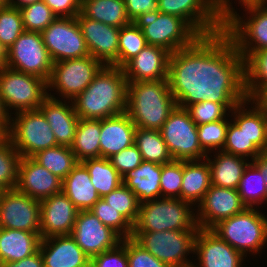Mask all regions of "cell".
<instances>
[{
  "label": "cell",
  "instance_id": "58",
  "mask_svg": "<svg viewBox=\"0 0 267 267\" xmlns=\"http://www.w3.org/2000/svg\"><path fill=\"white\" fill-rule=\"evenodd\" d=\"M37 1L39 0H8V5L20 9Z\"/></svg>",
  "mask_w": 267,
  "mask_h": 267
},
{
  "label": "cell",
  "instance_id": "11",
  "mask_svg": "<svg viewBox=\"0 0 267 267\" xmlns=\"http://www.w3.org/2000/svg\"><path fill=\"white\" fill-rule=\"evenodd\" d=\"M104 66L91 55L53 63L47 91L55 90L63 100L71 101L91 84Z\"/></svg>",
  "mask_w": 267,
  "mask_h": 267
},
{
  "label": "cell",
  "instance_id": "21",
  "mask_svg": "<svg viewBox=\"0 0 267 267\" xmlns=\"http://www.w3.org/2000/svg\"><path fill=\"white\" fill-rule=\"evenodd\" d=\"M79 210L63 193L40 201V236L71 235Z\"/></svg>",
  "mask_w": 267,
  "mask_h": 267
},
{
  "label": "cell",
  "instance_id": "39",
  "mask_svg": "<svg viewBox=\"0 0 267 267\" xmlns=\"http://www.w3.org/2000/svg\"><path fill=\"white\" fill-rule=\"evenodd\" d=\"M31 158L61 180H63L78 163L71 148L62 145L39 151Z\"/></svg>",
  "mask_w": 267,
  "mask_h": 267
},
{
  "label": "cell",
  "instance_id": "25",
  "mask_svg": "<svg viewBox=\"0 0 267 267\" xmlns=\"http://www.w3.org/2000/svg\"><path fill=\"white\" fill-rule=\"evenodd\" d=\"M39 250L44 267H90V258L71 235L41 239Z\"/></svg>",
  "mask_w": 267,
  "mask_h": 267
},
{
  "label": "cell",
  "instance_id": "6",
  "mask_svg": "<svg viewBox=\"0 0 267 267\" xmlns=\"http://www.w3.org/2000/svg\"><path fill=\"white\" fill-rule=\"evenodd\" d=\"M132 22L142 30L148 45L163 47L170 53L191 46L200 37L185 20L158 9L143 13Z\"/></svg>",
  "mask_w": 267,
  "mask_h": 267
},
{
  "label": "cell",
  "instance_id": "38",
  "mask_svg": "<svg viewBox=\"0 0 267 267\" xmlns=\"http://www.w3.org/2000/svg\"><path fill=\"white\" fill-rule=\"evenodd\" d=\"M237 191L247 208L267 203L266 183L260 170L250 162L244 170ZM266 202V203H265Z\"/></svg>",
  "mask_w": 267,
  "mask_h": 267
},
{
  "label": "cell",
  "instance_id": "26",
  "mask_svg": "<svg viewBox=\"0 0 267 267\" xmlns=\"http://www.w3.org/2000/svg\"><path fill=\"white\" fill-rule=\"evenodd\" d=\"M136 125L126 112L101 119L100 157L109 159L135 142Z\"/></svg>",
  "mask_w": 267,
  "mask_h": 267
},
{
  "label": "cell",
  "instance_id": "48",
  "mask_svg": "<svg viewBox=\"0 0 267 267\" xmlns=\"http://www.w3.org/2000/svg\"><path fill=\"white\" fill-rule=\"evenodd\" d=\"M183 178V160H172L162 165L160 178L161 197L178 198Z\"/></svg>",
  "mask_w": 267,
  "mask_h": 267
},
{
  "label": "cell",
  "instance_id": "49",
  "mask_svg": "<svg viewBox=\"0 0 267 267\" xmlns=\"http://www.w3.org/2000/svg\"><path fill=\"white\" fill-rule=\"evenodd\" d=\"M186 109L196 125L222 120L230 115L222 104L209 101L198 102Z\"/></svg>",
  "mask_w": 267,
  "mask_h": 267
},
{
  "label": "cell",
  "instance_id": "12",
  "mask_svg": "<svg viewBox=\"0 0 267 267\" xmlns=\"http://www.w3.org/2000/svg\"><path fill=\"white\" fill-rule=\"evenodd\" d=\"M53 60L41 32L24 31L6 51V67L49 80Z\"/></svg>",
  "mask_w": 267,
  "mask_h": 267
},
{
  "label": "cell",
  "instance_id": "13",
  "mask_svg": "<svg viewBox=\"0 0 267 267\" xmlns=\"http://www.w3.org/2000/svg\"><path fill=\"white\" fill-rule=\"evenodd\" d=\"M244 9L247 16L235 13L224 24V31L245 60L252 52L267 48V7L258 5Z\"/></svg>",
  "mask_w": 267,
  "mask_h": 267
},
{
  "label": "cell",
  "instance_id": "52",
  "mask_svg": "<svg viewBox=\"0 0 267 267\" xmlns=\"http://www.w3.org/2000/svg\"><path fill=\"white\" fill-rule=\"evenodd\" d=\"M109 160L122 177L143 162L142 155L135 144L111 156Z\"/></svg>",
  "mask_w": 267,
  "mask_h": 267
},
{
  "label": "cell",
  "instance_id": "36",
  "mask_svg": "<svg viewBox=\"0 0 267 267\" xmlns=\"http://www.w3.org/2000/svg\"><path fill=\"white\" fill-rule=\"evenodd\" d=\"M89 172L92 185L102 198L122 184V176L107 158L86 159L81 162Z\"/></svg>",
  "mask_w": 267,
  "mask_h": 267
},
{
  "label": "cell",
  "instance_id": "28",
  "mask_svg": "<svg viewBox=\"0 0 267 267\" xmlns=\"http://www.w3.org/2000/svg\"><path fill=\"white\" fill-rule=\"evenodd\" d=\"M162 165L143 161L137 168L122 177V184L129 188L139 203L161 197L160 178Z\"/></svg>",
  "mask_w": 267,
  "mask_h": 267
},
{
  "label": "cell",
  "instance_id": "3",
  "mask_svg": "<svg viewBox=\"0 0 267 267\" xmlns=\"http://www.w3.org/2000/svg\"><path fill=\"white\" fill-rule=\"evenodd\" d=\"M176 106L168 80L127 82L125 112L136 127L160 130Z\"/></svg>",
  "mask_w": 267,
  "mask_h": 267
},
{
  "label": "cell",
  "instance_id": "51",
  "mask_svg": "<svg viewBox=\"0 0 267 267\" xmlns=\"http://www.w3.org/2000/svg\"><path fill=\"white\" fill-rule=\"evenodd\" d=\"M90 267H128L126 239H122L115 248L90 259Z\"/></svg>",
  "mask_w": 267,
  "mask_h": 267
},
{
  "label": "cell",
  "instance_id": "2",
  "mask_svg": "<svg viewBox=\"0 0 267 267\" xmlns=\"http://www.w3.org/2000/svg\"><path fill=\"white\" fill-rule=\"evenodd\" d=\"M127 79L122 68L104 66L73 100L80 119L101 120L126 111Z\"/></svg>",
  "mask_w": 267,
  "mask_h": 267
},
{
  "label": "cell",
  "instance_id": "62",
  "mask_svg": "<svg viewBox=\"0 0 267 267\" xmlns=\"http://www.w3.org/2000/svg\"><path fill=\"white\" fill-rule=\"evenodd\" d=\"M263 117L265 121L266 152H267V107L263 104Z\"/></svg>",
  "mask_w": 267,
  "mask_h": 267
},
{
  "label": "cell",
  "instance_id": "33",
  "mask_svg": "<svg viewBox=\"0 0 267 267\" xmlns=\"http://www.w3.org/2000/svg\"><path fill=\"white\" fill-rule=\"evenodd\" d=\"M81 13L89 19L118 28L132 23L124 0H81Z\"/></svg>",
  "mask_w": 267,
  "mask_h": 267
},
{
  "label": "cell",
  "instance_id": "53",
  "mask_svg": "<svg viewBox=\"0 0 267 267\" xmlns=\"http://www.w3.org/2000/svg\"><path fill=\"white\" fill-rule=\"evenodd\" d=\"M264 1L265 0H238V4L246 8L249 6L263 5ZM213 4L217 17L223 24L237 13L230 0H213Z\"/></svg>",
  "mask_w": 267,
  "mask_h": 267
},
{
  "label": "cell",
  "instance_id": "57",
  "mask_svg": "<svg viewBox=\"0 0 267 267\" xmlns=\"http://www.w3.org/2000/svg\"><path fill=\"white\" fill-rule=\"evenodd\" d=\"M263 174V179L267 189V152H262L254 160L251 161Z\"/></svg>",
  "mask_w": 267,
  "mask_h": 267
},
{
  "label": "cell",
  "instance_id": "4",
  "mask_svg": "<svg viewBox=\"0 0 267 267\" xmlns=\"http://www.w3.org/2000/svg\"><path fill=\"white\" fill-rule=\"evenodd\" d=\"M193 206L187 201L168 197L142 202L133 232L199 230Z\"/></svg>",
  "mask_w": 267,
  "mask_h": 267
},
{
  "label": "cell",
  "instance_id": "20",
  "mask_svg": "<svg viewBox=\"0 0 267 267\" xmlns=\"http://www.w3.org/2000/svg\"><path fill=\"white\" fill-rule=\"evenodd\" d=\"M195 267H243L245 256L219 238L210 229L198 230L195 237ZM243 264V265H242Z\"/></svg>",
  "mask_w": 267,
  "mask_h": 267
},
{
  "label": "cell",
  "instance_id": "9",
  "mask_svg": "<svg viewBox=\"0 0 267 267\" xmlns=\"http://www.w3.org/2000/svg\"><path fill=\"white\" fill-rule=\"evenodd\" d=\"M11 115L8 139L21 155L32 157L39 151L57 146L49 123L39 109Z\"/></svg>",
  "mask_w": 267,
  "mask_h": 267
},
{
  "label": "cell",
  "instance_id": "43",
  "mask_svg": "<svg viewBox=\"0 0 267 267\" xmlns=\"http://www.w3.org/2000/svg\"><path fill=\"white\" fill-rule=\"evenodd\" d=\"M19 11L25 31L42 32L58 17L43 0L22 7Z\"/></svg>",
  "mask_w": 267,
  "mask_h": 267
},
{
  "label": "cell",
  "instance_id": "37",
  "mask_svg": "<svg viewBox=\"0 0 267 267\" xmlns=\"http://www.w3.org/2000/svg\"><path fill=\"white\" fill-rule=\"evenodd\" d=\"M134 144L138 147L143 161L163 165L173 160L168 152L160 130L136 127Z\"/></svg>",
  "mask_w": 267,
  "mask_h": 267
},
{
  "label": "cell",
  "instance_id": "40",
  "mask_svg": "<svg viewBox=\"0 0 267 267\" xmlns=\"http://www.w3.org/2000/svg\"><path fill=\"white\" fill-rule=\"evenodd\" d=\"M146 45L147 42L142 30L133 22L121 27L118 38V67L122 68Z\"/></svg>",
  "mask_w": 267,
  "mask_h": 267
},
{
  "label": "cell",
  "instance_id": "8",
  "mask_svg": "<svg viewBox=\"0 0 267 267\" xmlns=\"http://www.w3.org/2000/svg\"><path fill=\"white\" fill-rule=\"evenodd\" d=\"M47 82L9 67L0 69V97L8 114L39 109L47 94Z\"/></svg>",
  "mask_w": 267,
  "mask_h": 267
},
{
  "label": "cell",
  "instance_id": "50",
  "mask_svg": "<svg viewBox=\"0 0 267 267\" xmlns=\"http://www.w3.org/2000/svg\"><path fill=\"white\" fill-rule=\"evenodd\" d=\"M126 254L128 267H169L143 249L132 238H126Z\"/></svg>",
  "mask_w": 267,
  "mask_h": 267
},
{
  "label": "cell",
  "instance_id": "60",
  "mask_svg": "<svg viewBox=\"0 0 267 267\" xmlns=\"http://www.w3.org/2000/svg\"><path fill=\"white\" fill-rule=\"evenodd\" d=\"M10 123H0V144L8 139V129Z\"/></svg>",
  "mask_w": 267,
  "mask_h": 267
},
{
  "label": "cell",
  "instance_id": "34",
  "mask_svg": "<svg viewBox=\"0 0 267 267\" xmlns=\"http://www.w3.org/2000/svg\"><path fill=\"white\" fill-rule=\"evenodd\" d=\"M101 120L79 119L72 145L78 162L100 158Z\"/></svg>",
  "mask_w": 267,
  "mask_h": 267
},
{
  "label": "cell",
  "instance_id": "63",
  "mask_svg": "<svg viewBox=\"0 0 267 267\" xmlns=\"http://www.w3.org/2000/svg\"><path fill=\"white\" fill-rule=\"evenodd\" d=\"M258 99L267 107V89L258 97Z\"/></svg>",
  "mask_w": 267,
  "mask_h": 267
},
{
  "label": "cell",
  "instance_id": "56",
  "mask_svg": "<svg viewBox=\"0 0 267 267\" xmlns=\"http://www.w3.org/2000/svg\"><path fill=\"white\" fill-rule=\"evenodd\" d=\"M2 267H44V263L40 250H38L20 261L3 263Z\"/></svg>",
  "mask_w": 267,
  "mask_h": 267
},
{
  "label": "cell",
  "instance_id": "55",
  "mask_svg": "<svg viewBox=\"0 0 267 267\" xmlns=\"http://www.w3.org/2000/svg\"><path fill=\"white\" fill-rule=\"evenodd\" d=\"M124 2L131 21L143 13L157 10V0H124Z\"/></svg>",
  "mask_w": 267,
  "mask_h": 267
},
{
  "label": "cell",
  "instance_id": "61",
  "mask_svg": "<svg viewBox=\"0 0 267 267\" xmlns=\"http://www.w3.org/2000/svg\"><path fill=\"white\" fill-rule=\"evenodd\" d=\"M6 65V51L0 45V69Z\"/></svg>",
  "mask_w": 267,
  "mask_h": 267
},
{
  "label": "cell",
  "instance_id": "23",
  "mask_svg": "<svg viewBox=\"0 0 267 267\" xmlns=\"http://www.w3.org/2000/svg\"><path fill=\"white\" fill-rule=\"evenodd\" d=\"M169 56L165 48L147 44L122 67L127 82L167 80Z\"/></svg>",
  "mask_w": 267,
  "mask_h": 267
},
{
  "label": "cell",
  "instance_id": "29",
  "mask_svg": "<svg viewBox=\"0 0 267 267\" xmlns=\"http://www.w3.org/2000/svg\"><path fill=\"white\" fill-rule=\"evenodd\" d=\"M40 232L0 228V263L17 262L39 250Z\"/></svg>",
  "mask_w": 267,
  "mask_h": 267
},
{
  "label": "cell",
  "instance_id": "46",
  "mask_svg": "<svg viewBox=\"0 0 267 267\" xmlns=\"http://www.w3.org/2000/svg\"><path fill=\"white\" fill-rule=\"evenodd\" d=\"M113 209L120 212L132 225L136 223L139 202L135 194L124 184L102 197Z\"/></svg>",
  "mask_w": 267,
  "mask_h": 267
},
{
  "label": "cell",
  "instance_id": "16",
  "mask_svg": "<svg viewBox=\"0 0 267 267\" xmlns=\"http://www.w3.org/2000/svg\"><path fill=\"white\" fill-rule=\"evenodd\" d=\"M0 228L40 232V201L16 189L3 190L0 195Z\"/></svg>",
  "mask_w": 267,
  "mask_h": 267
},
{
  "label": "cell",
  "instance_id": "27",
  "mask_svg": "<svg viewBox=\"0 0 267 267\" xmlns=\"http://www.w3.org/2000/svg\"><path fill=\"white\" fill-rule=\"evenodd\" d=\"M246 104L248 106H246ZM249 105L252 109L249 107ZM230 113V117H234V119H231V121L240 130H243L249 141H251L261 152H266L263 103L258 98L247 99L246 101L237 105Z\"/></svg>",
  "mask_w": 267,
  "mask_h": 267
},
{
  "label": "cell",
  "instance_id": "19",
  "mask_svg": "<svg viewBox=\"0 0 267 267\" xmlns=\"http://www.w3.org/2000/svg\"><path fill=\"white\" fill-rule=\"evenodd\" d=\"M88 51L106 66L118 67V38L120 28L106 25L85 17L76 16Z\"/></svg>",
  "mask_w": 267,
  "mask_h": 267
},
{
  "label": "cell",
  "instance_id": "31",
  "mask_svg": "<svg viewBox=\"0 0 267 267\" xmlns=\"http://www.w3.org/2000/svg\"><path fill=\"white\" fill-rule=\"evenodd\" d=\"M216 152L213 154L214 159L211 153L205 158L211 170V185L237 189L244 170L251 161L222 150Z\"/></svg>",
  "mask_w": 267,
  "mask_h": 267
},
{
  "label": "cell",
  "instance_id": "30",
  "mask_svg": "<svg viewBox=\"0 0 267 267\" xmlns=\"http://www.w3.org/2000/svg\"><path fill=\"white\" fill-rule=\"evenodd\" d=\"M62 192L79 211H88L101 198L91 183L86 167L77 165L62 180Z\"/></svg>",
  "mask_w": 267,
  "mask_h": 267
},
{
  "label": "cell",
  "instance_id": "17",
  "mask_svg": "<svg viewBox=\"0 0 267 267\" xmlns=\"http://www.w3.org/2000/svg\"><path fill=\"white\" fill-rule=\"evenodd\" d=\"M71 236L90 259L115 248L122 240L90 210L78 212Z\"/></svg>",
  "mask_w": 267,
  "mask_h": 267
},
{
  "label": "cell",
  "instance_id": "14",
  "mask_svg": "<svg viewBox=\"0 0 267 267\" xmlns=\"http://www.w3.org/2000/svg\"><path fill=\"white\" fill-rule=\"evenodd\" d=\"M41 35L54 63L90 55L76 17H57Z\"/></svg>",
  "mask_w": 267,
  "mask_h": 267
},
{
  "label": "cell",
  "instance_id": "44",
  "mask_svg": "<svg viewBox=\"0 0 267 267\" xmlns=\"http://www.w3.org/2000/svg\"><path fill=\"white\" fill-rule=\"evenodd\" d=\"M90 211L122 239L132 238L133 225L120 212L113 209L103 198H100Z\"/></svg>",
  "mask_w": 267,
  "mask_h": 267
},
{
  "label": "cell",
  "instance_id": "59",
  "mask_svg": "<svg viewBox=\"0 0 267 267\" xmlns=\"http://www.w3.org/2000/svg\"><path fill=\"white\" fill-rule=\"evenodd\" d=\"M10 117L0 97V123H10Z\"/></svg>",
  "mask_w": 267,
  "mask_h": 267
},
{
  "label": "cell",
  "instance_id": "5",
  "mask_svg": "<svg viewBox=\"0 0 267 267\" xmlns=\"http://www.w3.org/2000/svg\"><path fill=\"white\" fill-rule=\"evenodd\" d=\"M210 230L246 258L248 252L257 255L266 246L267 216L258 208H245L242 212L221 220Z\"/></svg>",
  "mask_w": 267,
  "mask_h": 267
},
{
  "label": "cell",
  "instance_id": "41",
  "mask_svg": "<svg viewBox=\"0 0 267 267\" xmlns=\"http://www.w3.org/2000/svg\"><path fill=\"white\" fill-rule=\"evenodd\" d=\"M228 117L227 115V118L225 117L222 120L197 125L200 146L207 154L216 153V151L223 149L230 122Z\"/></svg>",
  "mask_w": 267,
  "mask_h": 267
},
{
  "label": "cell",
  "instance_id": "47",
  "mask_svg": "<svg viewBox=\"0 0 267 267\" xmlns=\"http://www.w3.org/2000/svg\"><path fill=\"white\" fill-rule=\"evenodd\" d=\"M222 151L242 156L250 161L254 160L262 152L251 142L230 119L227 129L226 142Z\"/></svg>",
  "mask_w": 267,
  "mask_h": 267
},
{
  "label": "cell",
  "instance_id": "42",
  "mask_svg": "<svg viewBox=\"0 0 267 267\" xmlns=\"http://www.w3.org/2000/svg\"><path fill=\"white\" fill-rule=\"evenodd\" d=\"M21 155L9 139L0 144V187L3 190L15 189Z\"/></svg>",
  "mask_w": 267,
  "mask_h": 267
},
{
  "label": "cell",
  "instance_id": "10",
  "mask_svg": "<svg viewBox=\"0 0 267 267\" xmlns=\"http://www.w3.org/2000/svg\"><path fill=\"white\" fill-rule=\"evenodd\" d=\"M160 132L173 160L202 161L207 157L199 143L197 125L186 108L176 106Z\"/></svg>",
  "mask_w": 267,
  "mask_h": 267
},
{
  "label": "cell",
  "instance_id": "65",
  "mask_svg": "<svg viewBox=\"0 0 267 267\" xmlns=\"http://www.w3.org/2000/svg\"><path fill=\"white\" fill-rule=\"evenodd\" d=\"M263 6L267 7V0L264 1Z\"/></svg>",
  "mask_w": 267,
  "mask_h": 267
},
{
  "label": "cell",
  "instance_id": "7",
  "mask_svg": "<svg viewBox=\"0 0 267 267\" xmlns=\"http://www.w3.org/2000/svg\"><path fill=\"white\" fill-rule=\"evenodd\" d=\"M197 232L198 230L132 232V239L169 267H186L193 265L187 256L194 254Z\"/></svg>",
  "mask_w": 267,
  "mask_h": 267
},
{
  "label": "cell",
  "instance_id": "1",
  "mask_svg": "<svg viewBox=\"0 0 267 267\" xmlns=\"http://www.w3.org/2000/svg\"><path fill=\"white\" fill-rule=\"evenodd\" d=\"M167 80L181 108L209 101L231 112L248 99L244 58L224 30L200 36L191 46L170 53Z\"/></svg>",
  "mask_w": 267,
  "mask_h": 267
},
{
  "label": "cell",
  "instance_id": "22",
  "mask_svg": "<svg viewBox=\"0 0 267 267\" xmlns=\"http://www.w3.org/2000/svg\"><path fill=\"white\" fill-rule=\"evenodd\" d=\"M15 189L33 199L42 201L62 192V180L31 157H21Z\"/></svg>",
  "mask_w": 267,
  "mask_h": 267
},
{
  "label": "cell",
  "instance_id": "64",
  "mask_svg": "<svg viewBox=\"0 0 267 267\" xmlns=\"http://www.w3.org/2000/svg\"><path fill=\"white\" fill-rule=\"evenodd\" d=\"M8 6V0H0V7Z\"/></svg>",
  "mask_w": 267,
  "mask_h": 267
},
{
  "label": "cell",
  "instance_id": "32",
  "mask_svg": "<svg viewBox=\"0 0 267 267\" xmlns=\"http://www.w3.org/2000/svg\"><path fill=\"white\" fill-rule=\"evenodd\" d=\"M183 160V178L180 199L196 206L202 201L211 186V170L206 159Z\"/></svg>",
  "mask_w": 267,
  "mask_h": 267
},
{
  "label": "cell",
  "instance_id": "35",
  "mask_svg": "<svg viewBox=\"0 0 267 267\" xmlns=\"http://www.w3.org/2000/svg\"><path fill=\"white\" fill-rule=\"evenodd\" d=\"M244 72L247 98L256 99L267 89V48L252 52L244 60Z\"/></svg>",
  "mask_w": 267,
  "mask_h": 267
},
{
  "label": "cell",
  "instance_id": "18",
  "mask_svg": "<svg viewBox=\"0 0 267 267\" xmlns=\"http://www.w3.org/2000/svg\"><path fill=\"white\" fill-rule=\"evenodd\" d=\"M196 223L200 229H211L221 220L230 218L247 208L237 189L211 185L198 204Z\"/></svg>",
  "mask_w": 267,
  "mask_h": 267
},
{
  "label": "cell",
  "instance_id": "45",
  "mask_svg": "<svg viewBox=\"0 0 267 267\" xmlns=\"http://www.w3.org/2000/svg\"><path fill=\"white\" fill-rule=\"evenodd\" d=\"M24 31L19 9L9 5L0 7V45L5 51Z\"/></svg>",
  "mask_w": 267,
  "mask_h": 267
},
{
  "label": "cell",
  "instance_id": "54",
  "mask_svg": "<svg viewBox=\"0 0 267 267\" xmlns=\"http://www.w3.org/2000/svg\"><path fill=\"white\" fill-rule=\"evenodd\" d=\"M58 17H76L81 12V0H43Z\"/></svg>",
  "mask_w": 267,
  "mask_h": 267
},
{
  "label": "cell",
  "instance_id": "15",
  "mask_svg": "<svg viewBox=\"0 0 267 267\" xmlns=\"http://www.w3.org/2000/svg\"><path fill=\"white\" fill-rule=\"evenodd\" d=\"M157 9L185 20L200 36L224 30L217 17L213 0H157Z\"/></svg>",
  "mask_w": 267,
  "mask_h": 267
},
{
  "label": "cell",
  "instance_id": "24",
  "mask_svg": "<svg viewBox=\"0 0 267 267\" xmlns=\"http://www.w3.org/2000/svg\"><path fill=\"white\" fill-rule=\"evenodd\" d=\"M47 94L39 110L49 123L57 144L70 147L80 118L74 110L72 100L63 101L51 95V92Z\"/></svg>",
  "mask_w": 267,
  "mask_h": 267
}]
</instances>
